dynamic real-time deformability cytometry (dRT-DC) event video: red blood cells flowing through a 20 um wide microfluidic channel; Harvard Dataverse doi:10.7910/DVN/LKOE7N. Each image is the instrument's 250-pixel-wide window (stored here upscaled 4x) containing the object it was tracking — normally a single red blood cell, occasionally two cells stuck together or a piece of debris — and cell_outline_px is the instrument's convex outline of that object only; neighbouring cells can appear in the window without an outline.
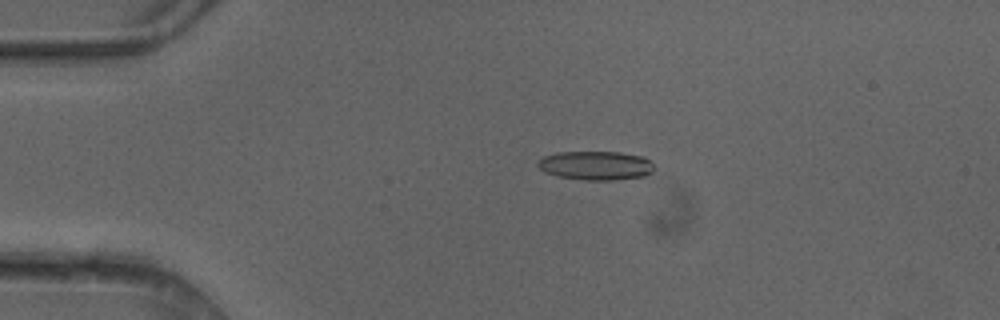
{"species": "common noctule bat (a hibernating species)", "species_latin": "Nyctalus noctula", "temperature_condition": "cold", "stored_images_in_passage": 4, "camera_frame_rate_fps": 3000, "um_per_image_px": 0.085, "animal": {"sex": "female"}, "frame": {"image": 1, "passage_image": 3, "time_ms": 0.667, "image_size_px": [1000, 320], "cell_outline_px": [[656, 168], [652, 172], [644, 176], [612, 180], [584, 180], [560, 176], [544, 172], [536, 164], [544, 156], [556, 152], [620, 152], [644, 156]], "centroid_in_image_um": [50.66, 14.06], "position_along_channel_um": 34.3, "area_um2": 19.59}}